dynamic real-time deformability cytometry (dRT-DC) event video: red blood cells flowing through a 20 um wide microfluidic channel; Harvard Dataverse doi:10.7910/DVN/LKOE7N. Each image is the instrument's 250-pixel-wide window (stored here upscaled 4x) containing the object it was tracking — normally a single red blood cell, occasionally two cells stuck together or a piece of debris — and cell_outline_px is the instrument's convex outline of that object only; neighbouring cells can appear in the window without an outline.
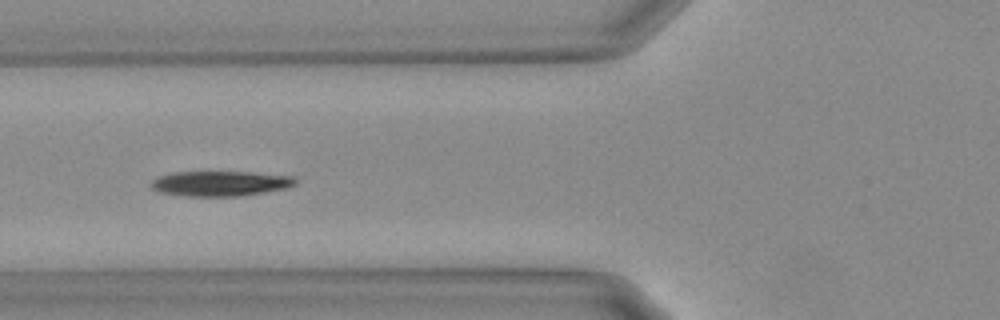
{"species": "Egyptian fruit bat (a non-hibernating species)", "species_latin": "Rousettus aegyptiacus", "temperature_condition": "warm", "stored_images_in_passage": 41, "camera_frame_rate_fps": 3000, "um_per_image_px": 0.085, "animal": {"sex": "female"}, "frame": {"image": 1, "passage_image": 7, "time_ms": 2.0, "image_size_px": [1000, 320], "cell_outline_px": [[296, 184], [284, 188], [264, 192], [240, 196], [188, 196], [156, 192], [148, 184], [152, 180], [160, 176], [172, 172], [248, 172], [292, 176], [296, 180]], "centroid_in_image_um": [18.66, 15.6], "position_along_channel_um": 107.1, "area_um2": 21.04}}
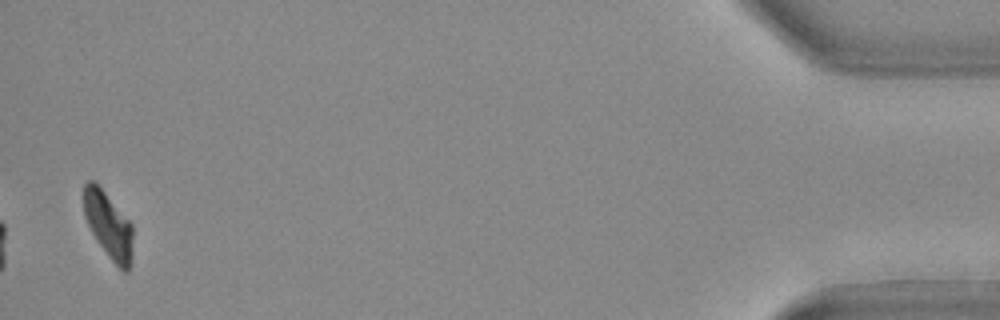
{"frame": {"image": 2, "passage_image": 40, "time_ms": 13.0, "image_size_px": [1000, 320], "cell_outline_px": [[132, 264], [128, 272], [124, 272], [112, 260], [96, 240], [84, 216], [84, 184], [88, 180], [92, 180], [104, 192], [132, 224]], "centroid_in_image_um": [9.23, 19.18], "position_along_channel_um": 426.0, "area_um2": 18.67}}